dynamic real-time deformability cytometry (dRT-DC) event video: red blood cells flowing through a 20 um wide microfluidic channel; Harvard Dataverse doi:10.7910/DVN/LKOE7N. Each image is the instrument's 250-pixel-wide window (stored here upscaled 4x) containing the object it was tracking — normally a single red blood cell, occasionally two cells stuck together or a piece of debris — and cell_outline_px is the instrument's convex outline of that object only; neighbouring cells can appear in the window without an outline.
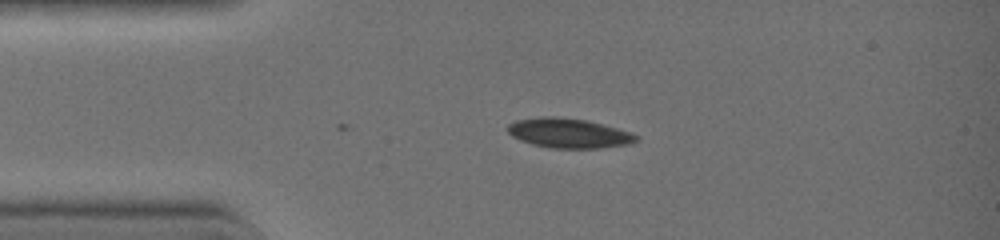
{"species": "common noctule bat (a hibernating species)", "species_latin": "Nyctalus noctula", "temperature_condition": "warm", "stored_images_in_passage": 34, "camera_frame_rate_fps": 3000, "um_per_image_px": 0.085, "animal": {"sex": "female", "body_mass_g": 19.0, "forearm_length_mm": 51.5}, "frame": {"image": 1, "passage_image": 1, "time_ms": 0.0, "image_size_px": [1000, 240], "cell_outline_px": [[640, 140], [632, 144], [604, 148], [548, 148], [532, 144], [520, 140], [512, 136], [508, 132], [508, 124], [516, 120], [544, 116], [552, 116], [588, 120], [616, 128], [640, 136]], "centroid_in_image_um": [48.37, 11.33], "position_along_channel_um": 36.6, "area_um2": 22.37}}
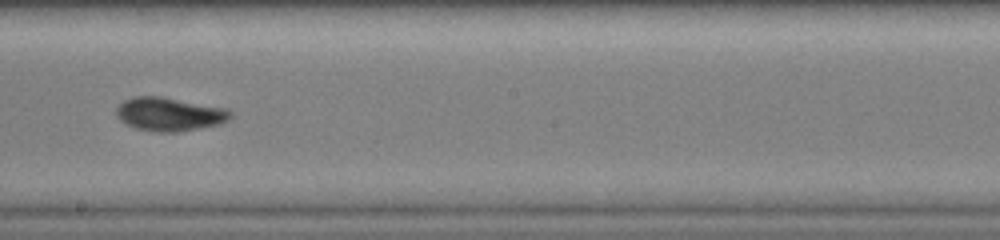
{"frame": {"image": 2, "passage_image": 16, "time_ms": 5.0, "image_size_px": [1000, 240], "cell_outline_px": [[232, 116], [228, 120], [220, 124], [180, 132], [152, 132], [136, 128], [120, 120], [116, 116], [116, 108], [124, 100], [132, 96], [160, 96], [224, 108], [232, 112]], "centroid_in_image_um": [14.38, 9.71], "position_along_channel_um": 233.8, "area_um2": 22.31}}
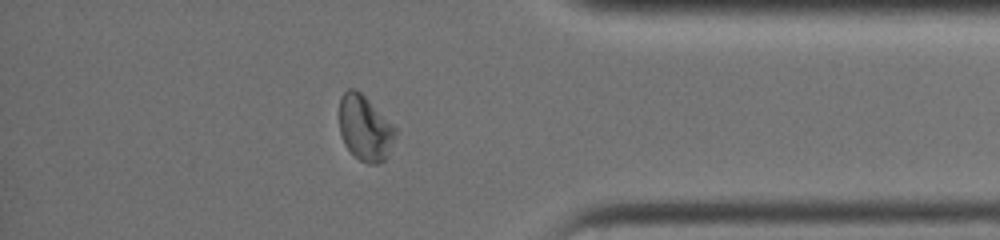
{"frame": {"image": 3, "passage_image": 28, "time_ms": 9.0, "image_size_px": [1000, 240], "cell_outline_px": [[396, 136], [388, 156], [384, 160], [376, 164], [368, 164], [360, 160], [344, 144], [340, 132], [340, 96], [348, 88], [356, 88], [396, 128]], "centroid_in_image_um": [31.02, 10.89], "position_along_channel_um": 404.2, "area_um2": 21.15}, "authors_computed_cell_mechanics": {"area_um2": 21.8773, "velocity_mm_per_s": 4.5032, "shape_relaxation_time_tau1_ms": 3.9876, "shape_relaxation_time_tau2_ms": 3.1714, "deformation_change_tau1": 0.1524, "deformation_change_tau2": 0.0665}}